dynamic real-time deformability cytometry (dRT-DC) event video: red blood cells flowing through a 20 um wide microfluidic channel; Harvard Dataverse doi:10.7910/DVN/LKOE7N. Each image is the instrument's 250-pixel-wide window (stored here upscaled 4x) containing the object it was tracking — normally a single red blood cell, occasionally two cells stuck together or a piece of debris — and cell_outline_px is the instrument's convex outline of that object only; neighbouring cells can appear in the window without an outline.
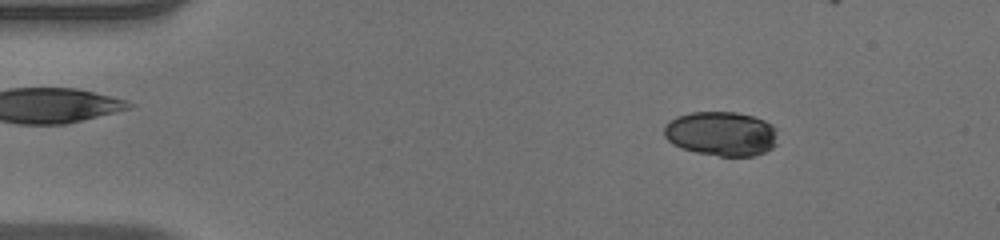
{"species": "human", "species_latin": "Homo sapiens", "temperature_condition": "warm", "stored_images_in_passage": 52, "camera_frame_rate_fps": 3000, "um_per_image_px": 0.085, "donor": {"sex": "male"}, "frame": {"image": 1, "passage_image": 8, "time_ms": 2.333, "image_size_px": [1000, 240], "cell_outline_px": [[776, 144], [772, 148], [764, 152], [752, 156], [720, 156], [696, 152], [672, 144], [664, 136], [664, 124], [676, 116], [692, 112], [736, 112], [752, 116], [764, 120], [772, 124], [776, 128]], "centroid_in_image_um": [61.3, 11.36], "position_along_channel_um": 23.7, "area_um2": 29.48}}
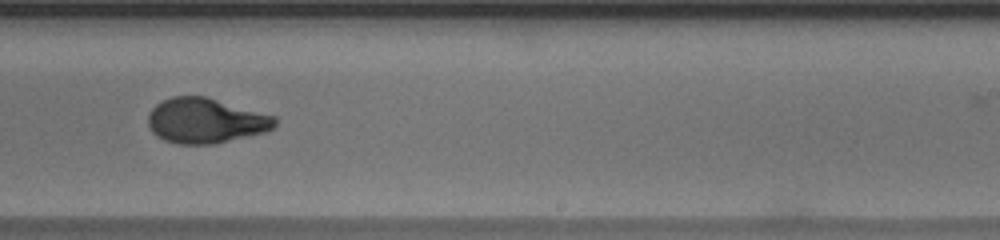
{"frame": {"image": 2, "passage_image": 33, "time_ms": 10.667, "image_size_px": [1000, 240], "cell_outline_px": [[276, 124], [268, 132], [212, 144], [180, 144], [164, 140], [156, 136], [152, 132], [148, 124], [148, 112], [156, 104], [172, 96], [204, 96], [276, 116]], "centroid_in_image_um": [17.47, 10.26], "position_along_channel_um": 271.5, "area_um2": 33.35}}
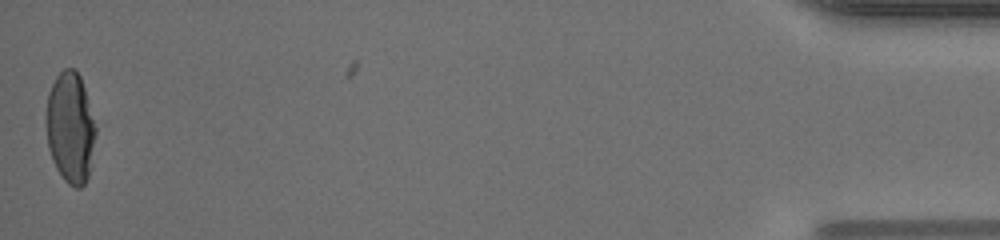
{"frame": {"image": 3, "passage_image": 52, "time_ms": 17.0, "image_size_px": [1000, 240], "cell_outline_px": [[96, 136], [88, 176], [84, 184], [80, 188], [76, 188], [68, 184], [64, 180], [56, 168], [52, 160], [48, 148], [48, 92], [56, 76], [64, 68], [72, 68], [80, 76], [84, 88], [96, 128]], "centroid_in_image_um": [6.0, 10.88], "position_along_channel_um": 429.2, "area_um2": 31.44}, "authors_computed_cell_mechanics": {"area_um2": 33.0905, "velocity_mm_per_s": 3.981, "shape_relaxation_time_tau1_ms": 7.0689, "shape_relaxation_time_tau2_ms": 0.9524, "deformation_change_tau1": 0.2681, "deformation_change_tau2": 0.0627}}